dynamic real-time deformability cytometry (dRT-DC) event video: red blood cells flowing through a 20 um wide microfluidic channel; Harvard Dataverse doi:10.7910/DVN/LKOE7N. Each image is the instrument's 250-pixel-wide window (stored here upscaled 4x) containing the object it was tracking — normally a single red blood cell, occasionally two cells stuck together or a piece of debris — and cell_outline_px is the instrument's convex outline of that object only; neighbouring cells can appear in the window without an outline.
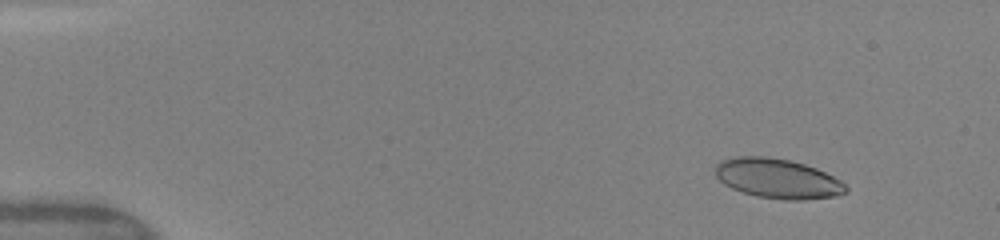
{"species": "human", "species_latin": "Homo sapiens", "temperature_condition": "warm", "stored_images_in_passage": 35, "camera_frame_rate_fps": 3000, "um_per_image_px": 0.085, "donor": {"sex": "female"}, "frame": {"image": 1, "passage_image": 7, "time_ms": 1.667, "image_size_px": [1000, 240], "cell_outline_px": [[848, 192], [836, 196], [804, 200], [784, 200], [756, 196], [732, 188], [724, 184], [716, 176], [716, 164], [720, 160], [736, 156], [768, 156], [792, 160], [816, 168], [840, 180], [848, 188]], "centroid_in_image_um": [66.1, 15.17], "position_along_channel_um": 18.9, "area_um2": 30.35}}
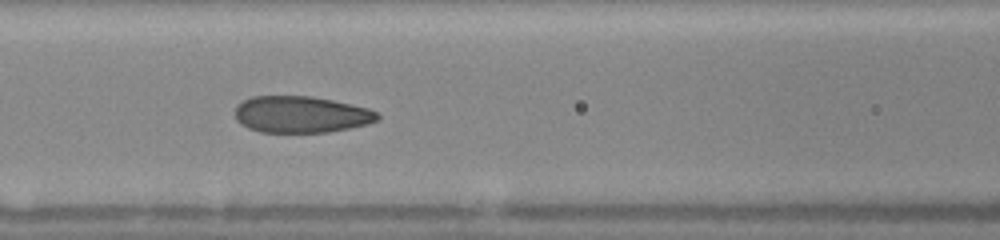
{"frame": {"image": 2, "passage_image": 21, "time_ms": 7.333, "image_size_px": [1000, 240], "cell_outline_px": [[380, 116], [376, 120], [368, 124], [328, 132], [260, 132], [248, 128], [240, 124], [236, 120], [236, 104], [252, 96], [312, 96], [332, 100], [368, 108], [376, 112]], "centroid_in_image_um": [25.55, 9.72], "position_along_channel_um": 141.0, "area_um2": 30.35}}
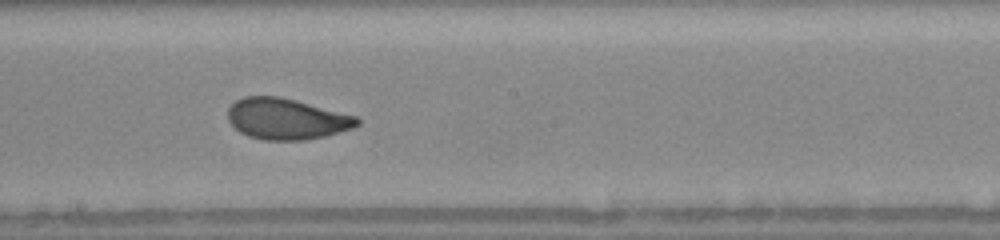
{"frame": {"image": 3, "passage_image": 27, "time_ms": 9.333, "image_size_px": [1000, 240], "cell_outline_px": [[360, 124], [352, 128], [324, 136], [304, 140], [264, 140], [248, 136], [240, 132], [228, 120], [228, 108], [236, 100], [244, 96], [280, 96], [296, 100], [356, 116], [360, 120]], "centroid_in_image_um": [24.34, 10.1], "position_along_channel_um": 223.9, "area_um2": 30.81}}